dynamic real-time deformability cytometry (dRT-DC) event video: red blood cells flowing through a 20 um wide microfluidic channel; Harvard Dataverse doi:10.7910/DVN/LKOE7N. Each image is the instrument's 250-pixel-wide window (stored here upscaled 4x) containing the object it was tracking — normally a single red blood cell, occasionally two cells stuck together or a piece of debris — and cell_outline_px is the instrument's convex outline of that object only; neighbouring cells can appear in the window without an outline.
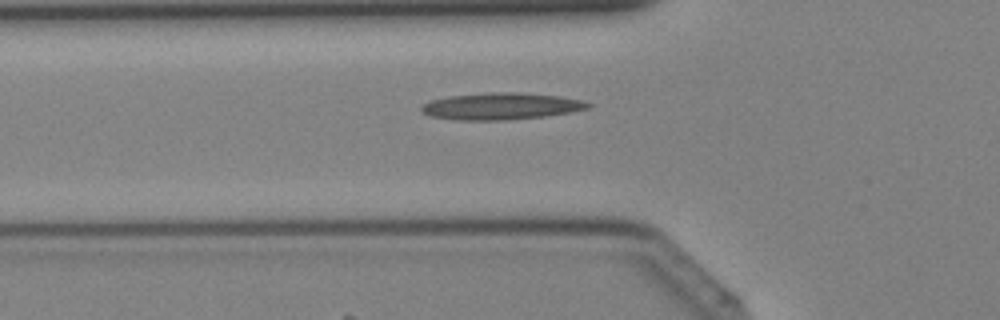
{"species": "Egyptian fruit bat (a non-hibernating species)", "species_latin": "Rousettus aegyptiacus", "temperature_condition": "cold", "stored_images_in_passage": 39, "camera_frame_rate_fps": 3000, "um_per_image_px": 0.085, "animal": {"sex": "female"}, "frame": {"image": 1, "passage_image": 13, "time_ms": 4.0, "image_size_px": [1000, 320], "cell_outline_px": [[592, 104], [588, 108], [568, 112], [544, 116], [508, 120], [456, 120], [432, 116], [424, 112], [420, 108], [428, 100], [448, 96], [500, 92], [516, 92], [560, 96], [580, 100]], "centroid_in_image_um": [42.56, 9.03], "position_along_channel_um": 83.2, "area_um2": 25.72}}
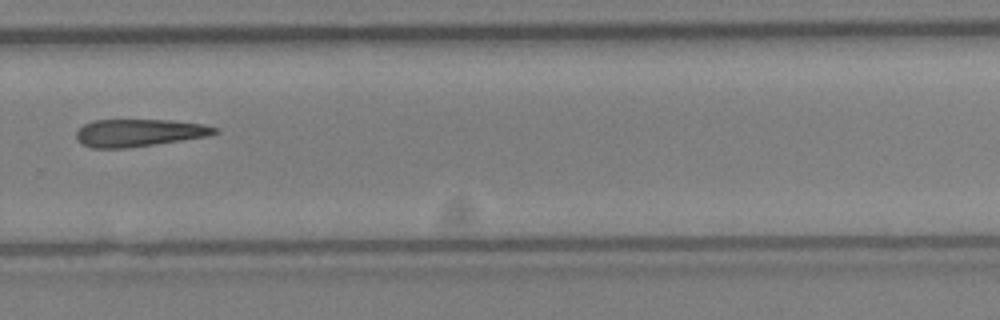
{"frame": {"image": 2, "passage_image": 27, "time_ms": 8.667, "image_size_px": [1000, 320], "cell_outline_px": [[220, 132], [208, 136], [128, 148], [92, 148], [80, 144], [76, 140], [76, 132], [84, 124], [92, 120], [168, 120], [204, 124], [220, 128]], "centroid_in_image_um": [11.81, 11.29], "position_along_channel_um": 318.0, "area_um2": 22.31}}
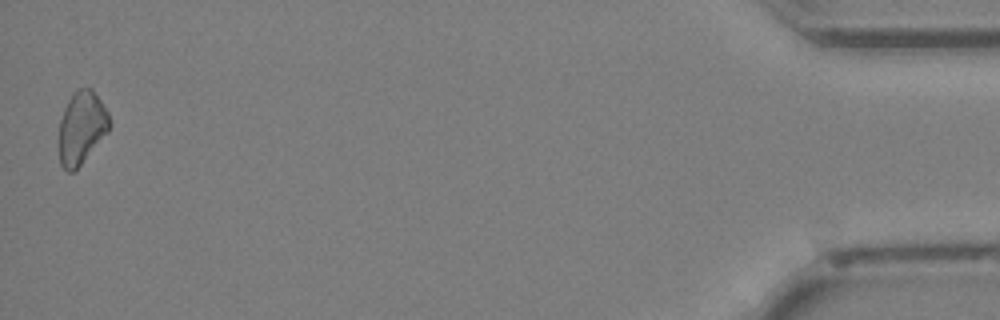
{"frame": {"image": 3, "passage_image": 39, "time_ms": 12.667, "image_size_px": [1000, 320], "cell_outline_px": [[112, 124], [108, 132], [80, 164], [72, 172], [68, 172], [60, 164], [60, 120], [64, 108], [68, 100], [80, 88], [92, 88], [108, 112]], "centroid_in_image_um": [6.96, 10.83], "position_along_channel_um": 428.2, "area_um2": 20.98}}